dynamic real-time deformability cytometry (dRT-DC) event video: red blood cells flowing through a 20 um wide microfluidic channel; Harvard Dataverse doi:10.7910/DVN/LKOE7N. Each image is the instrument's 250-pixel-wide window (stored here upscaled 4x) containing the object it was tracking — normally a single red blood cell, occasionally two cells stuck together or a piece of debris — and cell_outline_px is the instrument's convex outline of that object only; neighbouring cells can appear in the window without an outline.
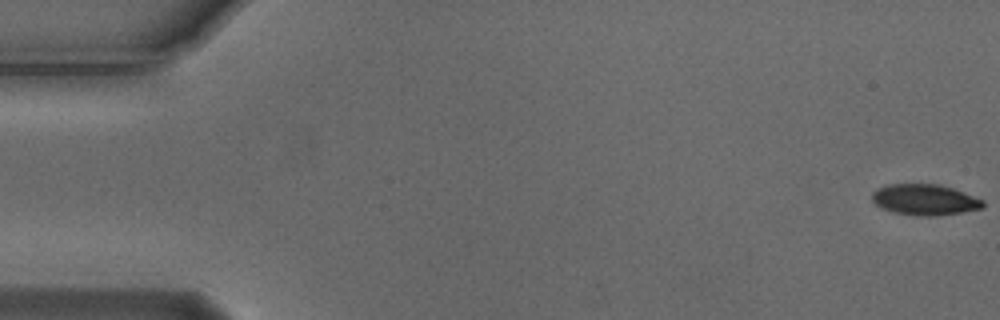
{"species": "Egyptian fruit bat (a non-hibernating species)", "species_latin": "Rousettus aegyptiacus", "temperature_condition": "cold", "stored_images_in_passage": 55, "camera_frame_rate_fps": 3000, "um_per_image_px": 0.085, "animal": {"sex": "male"}, "frame": {"image": 1, "passage_image": 1, "time_ms": 0.0, "image_size_px": [1000, 320], "cell_outline_px": [[984, 208], [936, 216], [916, 216], [892, 212], [880, 208], [872, 200], [872, 192], [876, 188], [888, 184], [936, 184], [952, 188], [984, 200]], "centroid_in_image_um": [78.57, 16.98], "position_along_channel_um": 6.4, "area_um2": 20.06}}
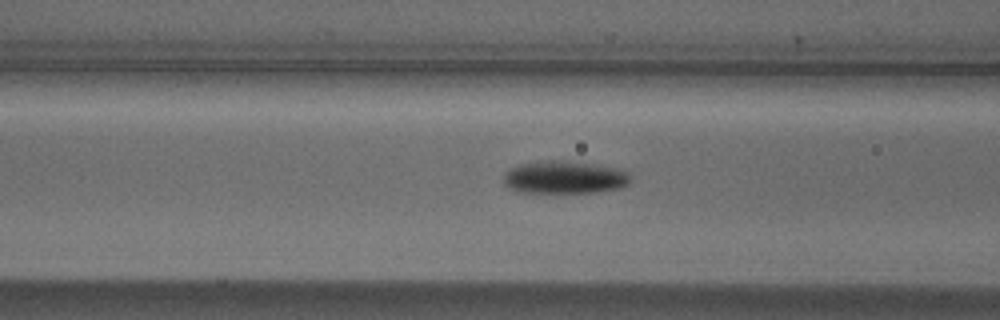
{"frame": {"image": 2, "passage_image": 22, "time_ms": 7.0, "image_size_px": [1000, 320], "cell_outline_px": [[632, 180], [628, 184], [620, 188], [596, 192], [520, 192], [508, 188], [504, 184], [504, 172], [520, 164], [536, 160], [568, 160], [624, 168], [632, 176]], "centroid_in_image_um": [48.03, 15.05], "position_along_channel_um": 118.6, "area_um2": 24.8}}
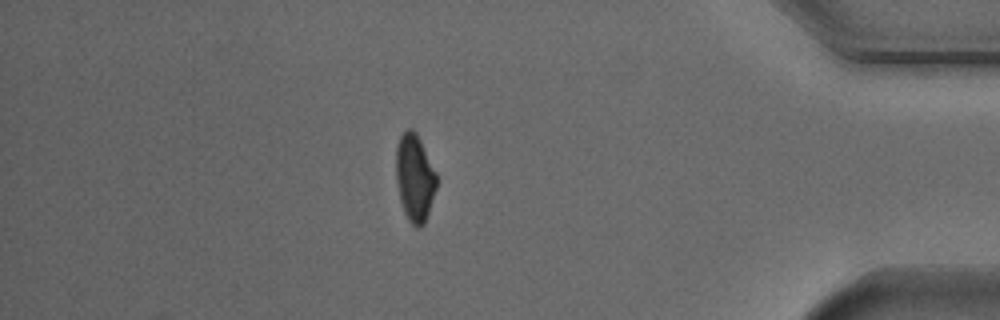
{"frame": {"image": 3, "passage_image": 48, "time_ms": 15.667, "image_size_px": [1000, 320], "cell_outline_px": [[436, 188], [428, 216], [424, 224], [420, 228], [416, 228], [408, 220], [404, 212], [400, 200], [396, 180], [396, 144], [400, 136], [408, 128], [412, 128], [416, 132], [436, 172]], "centroid_in_image_um": [35.24, 15.13], "position_along_channel_um": 400.0, "area_um2": 20.69}, "authors_computed_cell_mechanics": {"area_um2": 21.5016, "velocity_mm_per_s": 3.7221, "shape_relaxation_time_tau1_ms": 3.7125, "shape_relaxation_time_tau2_ms": null, "deformation_change_tau1": 0.1384, "deformation_change_tau2": null}}